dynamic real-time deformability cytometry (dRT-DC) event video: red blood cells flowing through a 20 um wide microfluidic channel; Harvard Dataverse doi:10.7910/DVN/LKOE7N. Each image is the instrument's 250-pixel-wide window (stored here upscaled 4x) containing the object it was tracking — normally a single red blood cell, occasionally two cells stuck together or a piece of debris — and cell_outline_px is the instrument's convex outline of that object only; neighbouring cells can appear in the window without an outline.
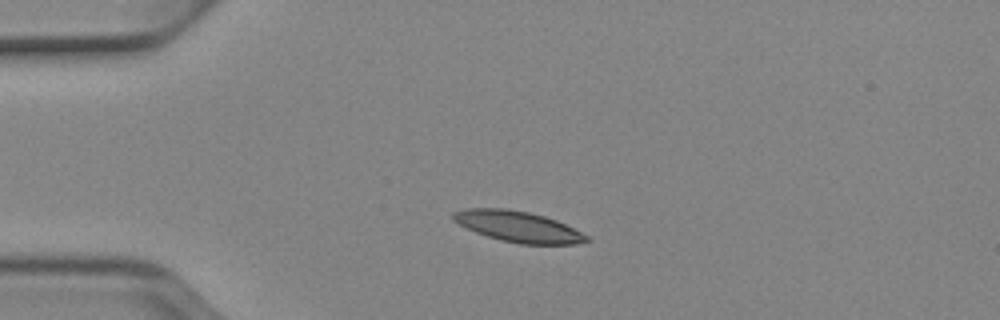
{"species": "Egyptian fruit bat (a non-hibernating species)", "species_latin": "Rousettus aegyptiacus", "temperature_condition": "cold", "stored_images_in_passage": 40, "camera_frame_rate_fps": 3000, "um_per_image_px": 0.085, "animal": {"sex": "female"}, "frame": {"image": 1, "passage_image": 1, "time_ms": 0.0, "image_size_px": [1000, 320], "cell_outline_px": [[592, 240], [576, 244], [520, 244], [500, 240], [476, 232], [452, 220], [452, 212], [464, 208], [504, 208], [528, 212], [544, 216], [556, 220], [588, 236]], "centroid_in_image_um": [44.02, 19.26], "position_along_channel_um": 41.0, "area_um2": 23.81}}
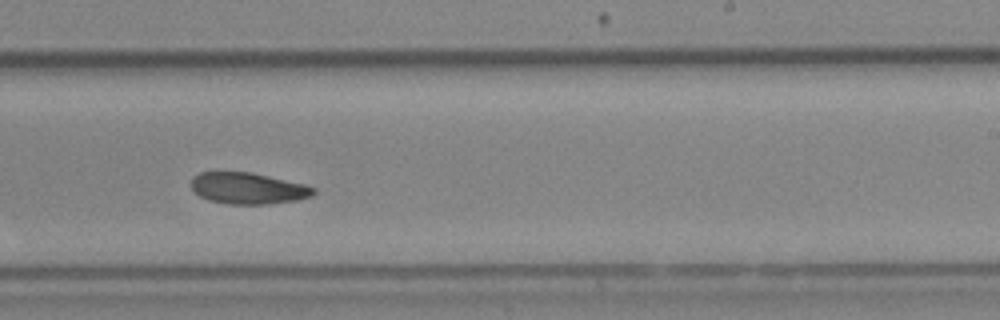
{"frame": {"image": 2, "passage_image": 21, "time_ms": 6.667, "image_size_px": [1000, 320], "cell_outline_px": [[316, 192], [312, 196], [296, 200], [268, 204], [228, 204], [208, 200], [200, 196], [192, 188], [192, 180], [200, 172], [252, 172], [304, 184], [316, 188]], "centroid_in_image_um": [21.11, 16.01], "position_along_channel_um": 267.9, "area_um2": 22.25}}
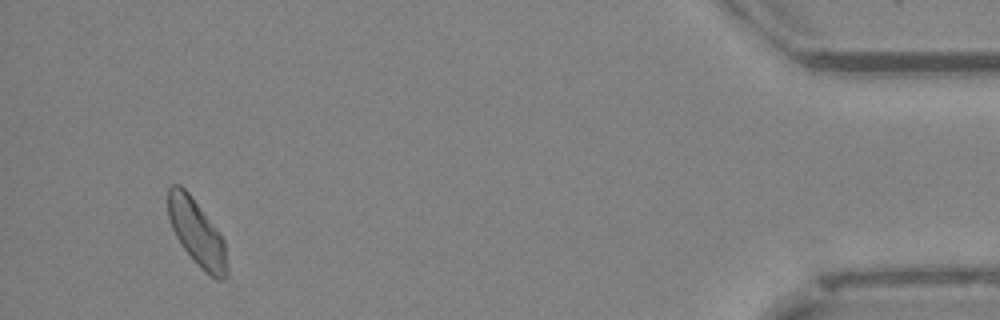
{"frame": {"image": 3, "passage_image": 38, "time_ms": 12.333, "image_size_px": [1000, 320], "cell_outline_px": [[228, 276], [224, 280], [216, 280], [184, 248], [176, 236], [172, 228], [168, 216], [168, 188], [172, 184], [180, 184], [188, 192], [220, 232], [224, 240], [228, 268]], "centroid_in_image_um": [16.75, 19.75], "position_along_channel_um": 418.4, "area_um2": 22.31}, "authors_computed_cell_mechanics": {"area_um2": 23.0911, "velocity_mm_per_s": 3.8671, "shape_relaxation_time_tau1_ms": 6.0067, "shape_relaxation_time_tau2_ms": null, "deformation_change_tau1": 0.1231, "deformation_change_tau2": null}}